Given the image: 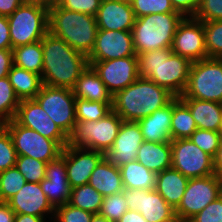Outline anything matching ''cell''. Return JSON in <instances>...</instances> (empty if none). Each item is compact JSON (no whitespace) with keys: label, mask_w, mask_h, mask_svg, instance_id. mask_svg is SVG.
Masks as SVG:
<instances>
[{"label":"cell","mask_w":222,"mask_h":222,"mask_svg":"<svg viewBox=\"0 0 222 222\" xmlns=\"http://www.w3.org/2000/svg\"><path fill=\"white\" fill-rule=\"evenodd\" d=\"M42 49L43 84L73 89L77 79L89 66L87 56L50 32L42 39Z\"/></svg>","instance_id":"obj_1"},{"label":"cell","mask_w":222,"mask_h":222,"mask_svg":"<svg viewBox=\"0 0 222 222\" xmlns=\"http://www.w3.org/2000/svg\"><path fill=\"white\" fill-rule=\"evenodd\" d=\"M139 76L180 97L187 85L192 62L174 54L171 48L146 51L138 55Z\"/></svg>","instance_id":"obj_2"},{"label":"cell","mask_w":222,"mask_h":222,"mask_svg":"<svg viewBox=\"0 0 222 222\" xmlns=\"http://www.w3.org/2000/svg\"><path fill=\"white\" fill-rule=\"evenodd\" d=\"M175 96L150 79L139 77L113 96L112 110L123 121H134L166 106Z\"/></svg>","instance_id":"obj_3"},{"label":"cell","mask_w":222,"mask_h":222,"mask_svg":"<svg viewBox=\"0 0 222 222\" xmlns=\"http://www.w3.org/2000/svg\"><path fill=\"white\" fill-rule=\"evenodd\" d=\"M49 32L66 41L73 49L88 56L93 50L98 26L96 17L61 8H49Z\"/></svg>","instance_id":"obj_4"},{"label":"cell","mask_w":222,"mask_h":222,"mask_svg":"<svg viewBox=\"0 0 222 222\" xmlns=\"http://www.w3.org/2000/svg\"><path fill=\"white\" fill-rule=\"evenodd\" d=\"M183 18L179 12L149 14L136 18L131 30L136 54L171 48L176 29Z\"/></svg>","instance_id":"obj_5"},{"label":"cell","mask_w":222,"mask_h":222,"mask_svg":"<svg viewBox=\"0 0 222 222\" xmlns=\"http://www.w3.org/2000/svg\"><path fill=\"white\" fill-rule=\"evenodd\" d=\"M123 120L113 110L98 121H77L67 146L103 152L113 146Z\"/></svg>","instance_id":"obj_6"},{"label":"cell","mask_w":222,"mask_h":222,"mask_svg":"<svg viewBox=\"0 0 222 222\" xmlns=\"http://www.w3.org/2000/svg\"><path fill=\"white\" fill-rule=\"evenodd\" d=\"M12 49L41 41L49 32V8L24 2L7 16Z\"/></svg>","instance_id":"obj_7"},{"label":"cell","mask_w":222,"mask_h":222,"mask_svg":"<svg viewBox=\"0 0 222 222\" xmlns=\"http://www.w3.org/2000/svg\"><path fill=\"white\" fill-rule=\"evenodd\" d=\"M179 98L222 104V59L206 58L193 62L186 88Z\"/></svg>","instance_id":"obj_8"},{"label":"cell","mask_w":222,"mask_h":222,"mask_svg":"<svg viewBox=\"0 0 222 222\" xmlns=\"http://www.w3.org/2000/svg\"><path fill=\"white\" fill-rule=\"evenodd\" d=\"M2 125L12 138L17 156H28L49 163L62 153L63 148L55 140L20 125L15 119Z\"/></svg>","instance_id":"obj_9"},{"label":"cell","mask_w":222,"mask_h":222,"mask_svg":"<svg viewBox=\"0 0 222 222\" xmlns=\"http://www.w3.org/2000/svg\"><path fill=\"white\" fill-rule=\"evenodd\" d=\"M34 99L53 122L69 136L77 122L75 115L76 97L73 90L43 84Z\"/></svg>","instance_id":"obj_10"},{"label":"cell","mask_w":222,"mask_h":222,"mask_svg":"<svg viewBox=\"0 0 222 222\" xmlns=\"http://www.w3.org/2000/svg\"><path fill=\"white\" fill-rule=\"evenodd\" d=\"M219 196H221L220 180L216 174L190 178L183 198L175 209L178 222H188Z\"/></svg>","instance_id":"obj_11"},{"label":"cell","mask_w":222,"mask_h":222,"mask_svg":"<svg viewBox=\"0 0 222 222\" xmlns=\"http://www.w3.org/2000/svg\"><path fill=\"white\" fill-rule=\"evenodd\" d=\"M171 144V168L187 178L214 175V159L187 139H174Z\"/></svg>","instance_id":"obj_12"},{"label":"cell","mask_w":222,"mask_h":222,"mask_svg":"<svg viewBox=\"0 0 222 222\" xmlns=\"http://www.w3.org/2000/svg\"><path fill=\"white\" fill-rule=\"evenodd\" d=\"M89 66L98 74L112 96L134 83L140 77L138 56L89 61Z\"/></svg>","instance_id":"obj_13"},{"label":"cell","mask_w":222,"mask_h":222,"mask_svg":"<svg viewBox=\"0 0 222 222\" xmlns=\"http://www.w3.org/2000/svg\"><path fill=\"white\" fill-rule=\"evenodd\" d=\"M171 49L174 54L192 63L208 58L203 22L194 17H184L178 24Z\"/></svg>","instance_id":"obj_14"},{"label":"cell","mask_w":222,"mask_h":222,"mask_svg":"<svg viewBox=\"0 0 222 222\" xmlns=\"http://www.w3.org/2000/svg\"><path fill=\"white\" fill-rule=\"evenodd\" d=\"M129 210L141 213L147 222H178L175 210L154 190H123Z\"/></svg>","instance_id":"obj_15"},{"label":"cell","mask_w":222,"mask_h":222,"mask_svg":"<svg viewBox=\"0 0 222 222\" xmlns=\"http://www.w3.org/2000/svg\"><path fill=\"white\" fill-rule=\"evenodd\" d=\"M20 125L55 140L62 148L68 144V136L47 115L35 99L21 100L14 118Z\"/></svg>","instance_id":"obj_16"},{"label":"cell","mask_w":222,"mask_h":222,"mask_svg":"<svg viewBox=\"0 0 222 222\" xmlns=\"http://www.w3.org/2000/svg\"><path fill=\"white\" fill-rule=\"evenodd\" d=\"M137 56L131 31L98 29L95 44L88 61H104Z\"/></svg>","instance_id":"obj_17"},{"label":"cell","mask_w":222,"mask_h":222,"mask_svg":"<svg viewBox=\"0 0 222 222\" xmlns=\"http://www.w3.org/2000/svg\"><path fill=\"white\" fill-rule=\"evenodd\" d=\"M144 142L138 122L123 121L113 146L104 157L118 167L136 160L139 147Z\"/></svg>","instance_id":"obj_18"},{"label":"cell","mask_w":222,"mask_h":222,"mask_svg":"<svg viewBox=\"0 0 222 222\" xmlns=\"http://www.w3.org/2000/svg\"><path fill=\"white\" fill-rule=\"evenodd\" d=\"M40 185L54 208L69 203L72 188L67 179L65 147L61 155L46 164L45 179L40 182Z\"/></svg>","instance_id":"obj_19"},{"label":"cell","mask_w":222,"mask_h":222,"mask_svg":"<svg viewBox=\"0 0 222 222\" xmlns=\"http://www.w3.org/2000/svg\"><path fill=\"white\" fill-rule=\"evenodd\" d=\"M104 158V153L84 148L65 147L67 179L71 188L88 184L93 170Z\"/></svg>","instance_id":"obj_20"},{"label":"cell","mask_w":222,"mask_h":222,"mask_svg":"<svg viewBox=\"0 0 222 222\" xmlns=\"http://www.w3.org/2000/svg\"><path fill=\"white\" fill-rule=\"evenodd\" d=\"M135 19L130 2L122 0H101L96 15L101 30L131 31Z\"/></svg>","instance_id":"obj_21"},{"label":"cell","mask_w":222,"mask_h":222,"mask_svg":"<svg viewBox=\"0 0 222 222\" xmlns=\"http://www.w3.org/2000/svg\"><path fill=\"white\" fill-rule=\"evenodd\" d=\"M16 214L45 217L55 208L41 189L40 183L26 182L23 188L6 202Z\"/></svg>","instance_id":"obj_22"},{"label":"cell","mask_w":222,"mask_h":222,"mask_svg":"<svg viewBox=\"0 0 222 222\" xmlns=\"http://www.w3.org/2000/svg\"><path fill=\"white\" fill-rule=\"evenodd\" d=\"M173 99L151 115L138 120L144 141L170 143Z\"/></svg>","instance_id":"obj_23"},{"label":"cell","mask_w":222,"mask_h":222,"mask_svg":"<svg viewBox=\"0 0 222 222\" xmlns=\"http://www.w3.org/2000/svg\"><path fill=\"white\" fill-rule=\"evenodd\" d=\"M189 108L198 129L220 132L222 104L194 98H180Z\"/></svg>","instance_id":"obj_24"},{"label":"cell","mask_w":222,"mask_h":222,"mask_svg":"<svg viewBox=\"0 0 222 222\" xmlns=\"http://www.w3.org/2000/svg\"><path fill=\"white\" fill-rule=\"evenodd\" d=\"M88 184L104 197L124 190L119 167L111 164L105 157L93 170Z\"/></svg>","instance_id":"obj_25"},{"label":"cell","mask_w":222,"mask_h":222,"mask_svg":"<svg viewBox=\"0 0 222 222\" xmlns=\"http://www.w3.org/2000/svg\"><path fill=\"white\" fill-rule=\"evenodd\" d=\"M189 178L179 171L169 168L156 175L155 190L175 210L186 190Z\"/></svg>","instance_id":"obj_26"},{"label":"cell","mask_w":222,"mask_h":222,"mask_svg":"<svg viewBox=\"0 0 222 222\" xmlns=\"http://www.w3.org/2000/svg\"><path fill=\"white\" fill-rule=\"evenodd\" d=\"M76 98L113 103V96L91 66L77 79L72 89Z\"/></svg>","instance_id":"obj_27"},{"label":"cell","mask_w":222,"mask_h":222,"mask_svg":"<svg viewBox=\"0 0 222 222\" xmlns=\"http://www.w3.org/2000/svg\"><path fill=\"white\" fill-rule=\"evenodd\" d=\"M136 160L148 170L160 173L171 168V144L144 141L139 147Z\"/></svg>","instance_id":"obj_28"},{"label":"cell","mask_w":222,"mask_h":222,"mask_svg":"<svg viewBox=\"0 0 222 222\" xmlns=\"http://www.w3.org/2000/svg\"><path fill=\"white\" fill-rule=\"evenodd\" d=\"M124 189L154 190L156 173L148 170L137 160L119 167Z\"/></svg>","instance_id":"obj_29"},{"label":"cell","mask_w":222,"mask_h":222,"mask_svg":"<svg viewBox=\"0 0 222 222\" xmlns=\"http://www.w3.org/2000/svg\"><path fill=\"white\" fill-rule=\"evenodd\" d=\"M8 78L19 100L34 99L43 85L39 74L12 66Z\"/></svg>","instance_id":"obj_30"},{"label":"cell","mask_w":222,"mask_h":222,"mask_svg":"<svg viewBox=\"0 0 222 222\" xmlns=\"http://www.w3.org/2000/svg\"><path fill=\"white\" fill-rule=\"evenodd\" d=\"M197 129L189 108L179 97L173 98V113L171 117V140L187 139Z\"/></svg>","instance_id":"obj_31"},{"label":"cell","mask_w":222,"mask_h":222,"mask_svg":"<svg viewBox=\"0 0 222 222\" xmlns=\"http://www.w3.org/2000/svg\"><path fill=\"white\" fill-rule=\"evenodd\" d=\"M13 50L14 65L42 76L43 49L42 40L18 46Z\"/></svg>","instance_id":"obj_32"},{"label":"cell","mask_w":222,"mask_h":222,"mask_svg":"<svg viewBox=\"0 0 222 222\" xmlns=\"http://www.w3.org/2000/svg\"><path fill=\"white\" fill-rule=\"evenodd\" d=\"M104 196L90 184H84L71 189L69 204L92 214H98Z\"/></svg>","instance_id":"obj_33"},{"label":"cell","mask_w":222,"mask_h":222,"mask_svg":"<svg viewBox=\"0 0 222 222\" xmlns=\"http://www.w3.org/2000/svg\"><path fill=\"white\" fill-rule=\"evenodd\" d=\"M20 100L8 76L0 79V124L15 118Z\"/></svg>","instance_id":"obj_34"},{"label":"cell","mask_w":222,"mask_h":222,"mask_svg":"<svg viewBox=\"0 0 222 222\" xmlns=\"http://www.w3.org/2000/svg\"><path fill=\"white\" fill-rule=\"evenodd\" d=\"M113 103L75 99L76 121H98L112 111Z\"/></svg>","instance_id":"obj_35"},{"label":"cell","mask_w":222,"mask_h":222,"mask_svg":"<svg viewBox=\"0 0 222 222\" xmlns=\"http://www.w3.org/2000/svg\"><path fill=\"white\" fill-rule=\"evenodd\" d=\"M26 184L23 175L14 166L0 172V201L7 202Z\"/></svg>","instance_id":"obj_36"},{"label":"cell","mask_w":222,"mask_h":222,"mask_svg":"<svg viewBox=\"0 0 222 222\" xmlns=\"http://www.w3.org/2000/svg\"><path fill=\"white\" fill-rule=\"evenodd\" d=\"M202 22L208 58L222 59V20Z\"/></svg>","instance_id":"obj_37"},{"label":"cell","mask_w":222,"mask_h":222,"mask_svg":"<svg viewBox=\"0 0 222 222\" xmlns=\"http://www.w3.org/2000/svg\"><path fill=\"white\" fill-rule=\"evenodd\" d=\"M46 164L28 156H17L15 167L23 175L26 182L40 183L45 179Z\"/></svg>","instance_id":"obj_38"},{"label":"cell","mask_w":222,"mask_h":222,"mask_svg":"<svg viewBox=\"0 0 222 222\" xmlns=\"http://www.w3.org/2000/svg\"><path fill=\"white\" fill-rule=\"evenodd\" d=\"M126 202L123 191L105 196L98 214L111 222H118L122 215L129 210Z\"/></svg>","instance_id":"obj_39"},{"label":"cell","mask_w":222,"mask_h":222,"mask_svg":"<svg viewBox=\"0 0 222 222\" xmlns=\"http://www.w3.org/2000/svg\"><path fill=\"white\" fill-rule=\"evenodd\" d=\"M135 18L149 14L177 12L171 0H131Z\"/></svg>","instance_id":"obj_40"},{"label":"cell","mask_w":222,"mask_h":222,"mask_svg":"<svg viewBox=\"0 0 222 222\" xmlns=\"http://www.w3.org/2000/svg\"><path fill=\"white\" fill-rule=\"evenodd\" d=\"M188 139L205 153L214 158L220 146L222 135L220 132L197 128Z\"/></svg>","instance_id":"obj_41"},{"label":"cell","mask_w":222,"mask_h":222,"mask_svg":"<svg viewBox=\"0 0 222 222\" xmlns=\"http://www.w3.org/2000/svg\"><path fill=\"white\" fill-rule=\"evenodd\" d=\"M17 153L8 130L0 124V172L14 167Z\"/></svg>","instance_id":"obj_42"},{"label":"cell","mask_w":222,"mask_h":222,"mask_svg":"<svg viewBox=\"0 0 222 222\" xmlns=\"http://www.w3.org/2000/svg\"><path fill=\"white\" fill-rule=\"evenodd\" d=\"M93 215L69 203L55 208L54 215L52 214L57 222H91Z\"/></svg>","instance_id":"obj_43"},{"label":"cell","mask_w":222,"mask_h":222,"mask_svg":"<svg viewBox=\"0 0 222 222\" xmlns=\"http://www.w3.org/2000/svg\"><path fill=\"white\" fill-rule=\"evenodd\" d=\"M194 18L200 21L222 20V0H200Z\"/></svg>","instance_id":"obj_44"},{"label":"cell","mask_w":222,"mask_h":222,"mask_svg":"<svg viewBox=\"0 0 222 222\" xmlns=\"http://www.w3.org/2000/svg\"><path fill=\"white\" fill-rule=\"evenodd\" d=\"M101 0H58L57 4L64 9L81 12L96 17Z\"/></svg>","instance_id":"obj_45"},{"label":"cell","mask_w":222,"mask_h":222,"mask_svg":"<svg viewBox=\"0 0 222 222\" xmlns=\"http://www.w3.org/2000/svg\"><path fill=\"white\" fill-rule=\"evenodd\" d=\"M188 222H222V196L212 201Z\"/></svg>","instance_id":"obj_46"},{"label":"cell","mask_w":222,"mask_h":222,"mask_svg":"<svg viewBox=\"0 0 222 222\" xmlns=\"http://www.w3.org/2000/svg\"><path fill=\"white\" fill-rule=\"evenodd\" d=\"M171 2L174 9L184 17H194L200 0H171Z\"/></svg>","instance_id":"obj_47"},{"label":"cell","mask_w":222,"mask_h":222,"mask_svg":"<svg viewBox=\"0 0 222 222\" xmlns=\"http://www.w3.org/2000/svg\"><path fill=\"white\" fill-rule=\"evenodd\" d=\"M13 65V50L0 49V79L8 76V73Z\"/></svg>","instance_id":"obj_48"},{"label":"cell","mask_w":222,"mask_h":222,"mask_svg":"<svg viewBox=\"0 0 222 222\" xmlns=\"http://www.w3.org/2000/svg\"><path fill=\"white\" fill-rule=\"evenodd\" d=\"M0 49H12L7 16H0Z\"/></svg>","instance_id":"obj_49"},{"label":"cell","mask_w":222,"mask_h":222,"mask_svg":"<svg viewBox=\"0 0 222 222\" xmlns=\"http://www.w3.org/2000/svg\"><path fill=\"white\" fill-rule=\"evenodd\" d=\"M23 3L24 0H0V16L11 15Z\"/></svg>","instance_id":"obj_50"},{"label":"cell","mask_w":222,"mask_h":222,"mask_svg":"<svg viewBox=\"0 0 222 222\" xmlns=\"http://www.w3.org/2000/svg\"><path fill=\"white\" fill-rule=\"evenodd\" d=\"M16 213L6 202H0V222H14Z\"/></svg>","instance_id":"obj_51"},{"label":"cell","mask_w":222,"mask_h":222,"mask_svg":"<svg viewBox=\"0 0 222 222\" xmlns=\"http://www.w3.org/2000/svg\"><path fill=\"white\" fill-rule=\"evenodd\" d=\"M118 222H147L140 212L135 210L126 211Z\"/></svg>","instance_id":"obj_52"},{"label":"cell","mask_w":222,"mask_h":222,"mask_svg":"<svg viewBox=\"0 0 222 222\" xmlns=\"http://www.w3.org/2000/svg\"><path fill=\"white\" fill-rule=\"evenodd\" d=\"M214 159V173L218 177H222V139Z\"/></svg>","instance_id":"obj_53"},{"label":"cell","mask_w":222,"mask_h":222,"mask_svg":"<svg viewBox=\"0 0 222 222\" xmlns=\"http://www.w3.org/2000/svg\"><path fill=\"white\" fill-rule=\"evenodd\" d=\"M14 222H44V217L27 214H16Z\"/></svg>","instance_id":"obj_54"},{"label":"cell","mask_w":222,"mask_h":222,"mask_svg":"<svg viewBox=\"0 0 222 222\" xmlns=\"http://www.w3.org/2000/svg\"><path fill=\"white\" fill-rule=\"evenodd\" d=\"M57 1L58 0H24V2L39 4V5L45 6L47 8H50L51 6L56 4Z\"/></svg>","instance_id":"obj_55"},{"label":"cell","mask_w":222,"mask_h":222,"mask_svg":"<svg viewBox=\"0 0 222 222\" xmlns=\"http://www.w3.org/2000/svg\"><path fill=\"white\" fill-rule=\"evenodd\" d=\"M91 222H111V221L103 216H100L99 214H94L91 219Z\"/></svg>","instance_id":"obj_56"},{"label":"cell","mask_w":222,"mask_h":222,"mask_svg":"<svg viewBox=\"0 0 222 222\" xmlns=\"http://www.w3.org/2000/svg\"><path fill=\"white\" fill-rule=\"evenodd\" d=\"M219 180H220V193H221V196H222V177H219Z\"/></svg>","instance_id":"obj_57"},{"label":"cell","mask_w":222,"mask_h":222,"mask_svg":"<svg viewBox=\"0 0 222 222\" xmlns=\"http://www.w3.org/2000/svg\"><path fill=\"white\" fill-rule=\"evenodd\" d=\"M220 134L222 135V119H221Z\"/></svg>","instance_id":"obj_58"}]
</instances>
